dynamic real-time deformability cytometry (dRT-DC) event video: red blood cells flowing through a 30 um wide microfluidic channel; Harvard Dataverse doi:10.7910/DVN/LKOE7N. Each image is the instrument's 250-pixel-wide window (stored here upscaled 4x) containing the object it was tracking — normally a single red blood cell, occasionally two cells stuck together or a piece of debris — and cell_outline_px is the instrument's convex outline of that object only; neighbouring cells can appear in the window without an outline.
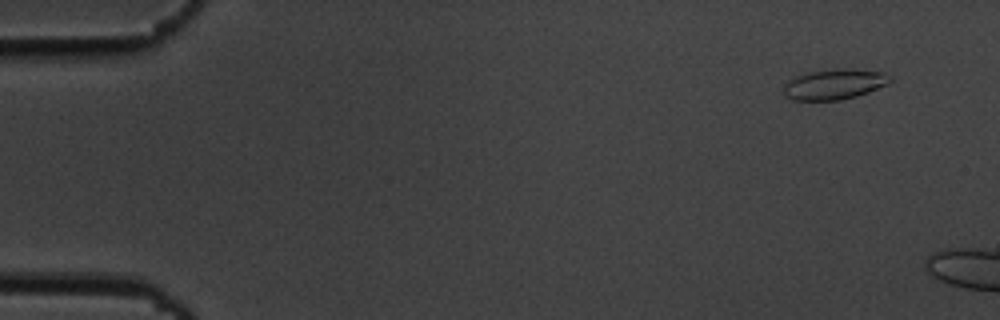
{"species": "common noctule bat (a hibernating species)", "species_latin": "Nyctalus noctula", "temperature_condition": "cold", "stored_images_in_passage": 12, "camera_frame_rate_fps": 3000, "um_per_image_px": 0.085, "animal": {"sex": "male", "body_mass_g": 19.5, "forearm_length_mm": 54.6}, "frame": {"image": 1, "passage_image": 3, "time_ms": 0.667, "image_size_px": [1000, 320], "cell_outline_px": [[892, 80], [888, 84], [868, 92], [856, 96], [840, 100], [792, 100], [784, 96], [784, 84], [788, 80], [796, 76], [808, 72], [840, 68], [844, 68], [884, 72], [892, 76]], "centroid_in_image_um": [70.92, 7.16], "position_along_channel_um": 14.1, "area_um2": 18.96}}